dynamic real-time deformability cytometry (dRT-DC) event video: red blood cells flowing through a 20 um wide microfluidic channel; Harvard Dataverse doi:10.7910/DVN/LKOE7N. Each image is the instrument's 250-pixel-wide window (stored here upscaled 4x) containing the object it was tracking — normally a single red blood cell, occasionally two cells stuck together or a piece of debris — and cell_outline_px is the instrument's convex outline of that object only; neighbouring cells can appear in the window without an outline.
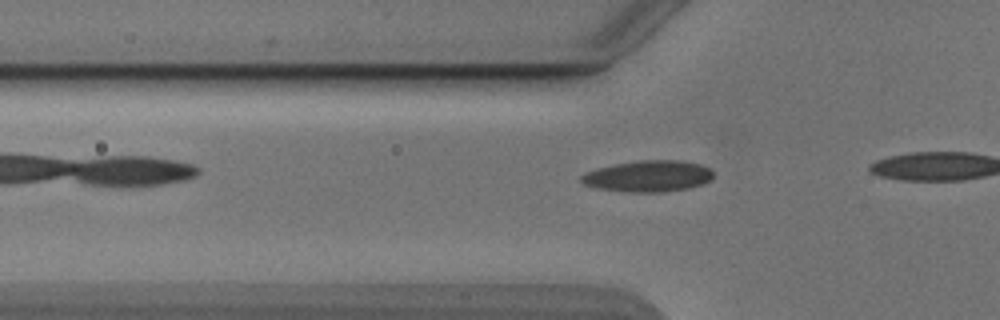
{"species": "Egyptian fruit bat (a non-hibernating species)", "species_latin": "Rousettus aegyptiacus", "temperature_condition": "cold", "stored_images_in_passage": 14, "camera_frame_rate_fps": 3000, "um_per_image_px": 0.085, "animal": {"sex": "male"}, "frame": {"image": 1, "passage_image": 8, "time_ms": 2.333, "image_size_px": [1000, 320], "cell_outline_px": [[712, 176], [704, 184], [688, 188], [660, 192], [628, 192], [596, 188], [584, 184], [580, 180], [580, 176], [596, 168], [616, 164], [640, 160], [676, 160], [700, 164], [708, 168], [712, 172]], "centroid_in_image_um": [55.07, 14.98], "position_along_channel_um": 70.7, "area_um2": 23.87}}
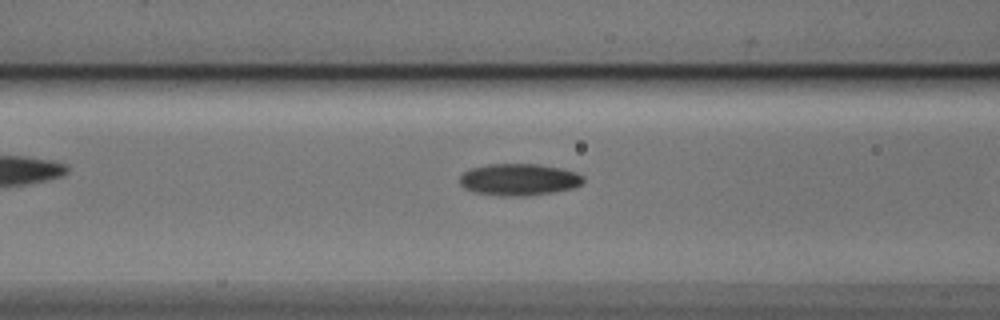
{"frame": {"image": 2, "passage_image": 12, "time_ms": 3.667, "image_size_px": [1000, 320], "cell_outline_px": [[584, 180], [580, 184], [572, 188], [552, 192], [524, 196], [504, 196], [476, 192], [464, 188], [460, 184], [460, 176], [464, 172], [472, 168], [488, 164], [540, 164], [560, 168], [576, 172], [584, 176]], "centroid_in_image_um": [44.11, 15.25], "position_along_channel_um": 122.5, "area_um2": 22.77}}